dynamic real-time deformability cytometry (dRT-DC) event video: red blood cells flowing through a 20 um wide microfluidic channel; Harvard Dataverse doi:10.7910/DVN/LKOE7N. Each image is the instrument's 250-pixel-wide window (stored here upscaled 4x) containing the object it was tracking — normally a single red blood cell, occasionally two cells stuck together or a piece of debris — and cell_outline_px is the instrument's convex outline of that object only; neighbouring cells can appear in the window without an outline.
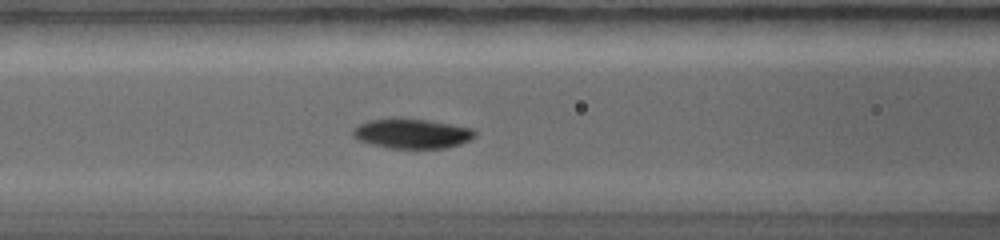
{"species": "common noctule bat (a hibernating species)", "species_latin": "Nyctalus noctula", "temperature_condition": "warm", "stored_images_in_passage": 6, "camera_frame_rate_fps": 5000, "um_per_image_px": 0.085, "animal": {"sex": "female", "body_mass_g": 19.0, "forearm_length_mm": 56.7}, "frame": {"image": 1, "passage_image": 6, "time_ms": 2.8, "image_size_px": [1000, 240], "cell_outline_px": [[476, 136], [460, 144], [444, 148], [388, 148], [356, 140], [352, 136], [352, 128], [368, 120], [392, 116], [424, 120], [472, 128], [476, 132]], "centroid_in_image_um": [34.93, 11.34], "position_along_channel_um": 131.7, "area_um2": 21.39}}